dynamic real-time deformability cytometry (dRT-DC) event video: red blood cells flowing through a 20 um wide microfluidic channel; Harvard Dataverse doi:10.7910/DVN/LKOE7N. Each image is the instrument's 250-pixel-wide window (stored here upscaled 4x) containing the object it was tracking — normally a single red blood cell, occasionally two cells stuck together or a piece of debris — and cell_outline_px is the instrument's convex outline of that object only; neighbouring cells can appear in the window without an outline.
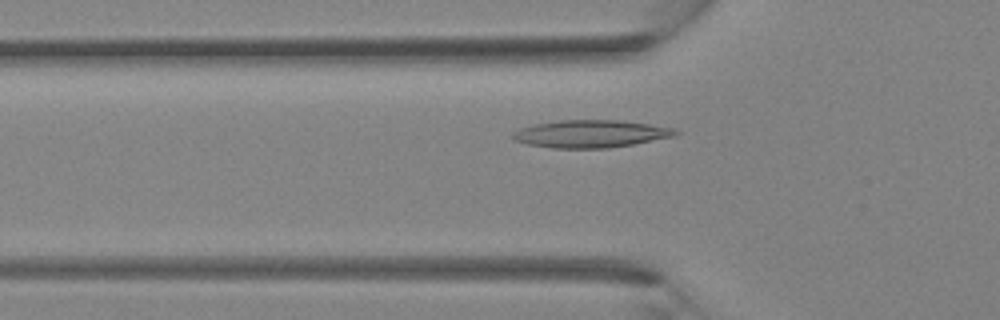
{"species": "Egyptian fruit bat (a non-hibernating species)", "species_latin": "Rousettus aegyptiacus", "temperature_condition": "room temperature", "stored_images_in_passage": 34, "camera_frame_rate_fps": 3000, "um_per_image_px": 0.085, "animal": {"sex": "female"}, "frame": {"image": 1, "passage_image": 9, "time_ms": 2.667, "image_size_px": [1000, 320], "cell_outline_px": [[680, 132], [676, 136], [632, 144], [608, 148], [552, 148], [528, 144], [512, 140], [512, 132], [520, 128], [532, 124], [560, 120], [616, 120], [648, 124], [676, 128]], "centroid_in_image_um": [50.19, 11.37], "position_along_channel_um": 75.6, "area_um2": 26.18}}
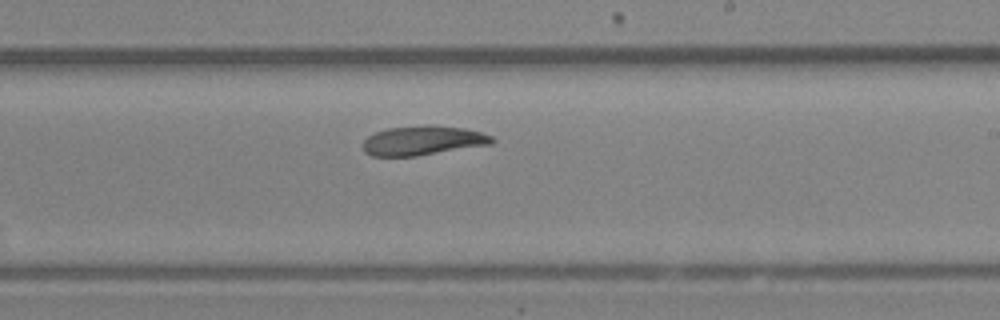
{"frame": {"image": 2, "passage_image": 19, "time_ms": 6.0, "image_size_px": [1000, 320], "cell_outline_px": [[496, 140], [492, 144], [416, 156], [372, 156], [364, 152], [364, 140], [368, 136], [376, 132], [388, 128], [424, 124], [436, 124], [464, 128], [480, 132], [492, 136]], "centroid_in_image_um": [35.97, 11.93], "position_along_channel_um": 253.0, "area_um2": 22.31}}
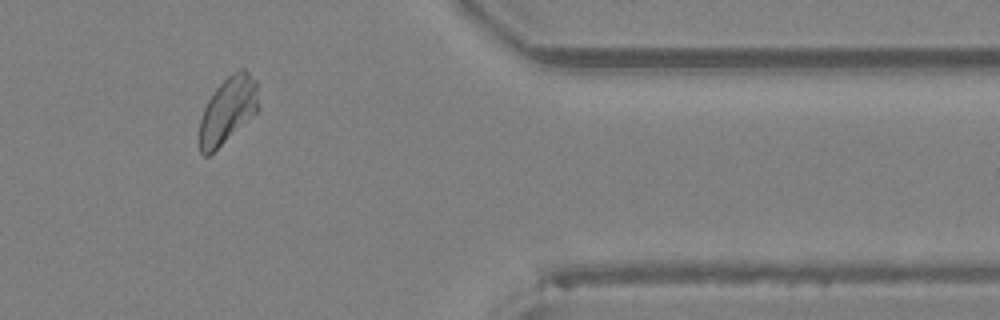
{"frame": {"image": 3, "passage_image": 28, "time_ms": 9.0, "image_size_px": [1000, 320], "cell_outline_px": [[260, 108], [252, 116], [208, 156], [204, 156], [200, 152], [200, 120], [204, 108], [208, 100], [216, 88], [232, 72], [240, 68], [244, 68], [256, 80]], "centroid_in_image_um": [19.38, 9.32], "position_along_channel_um": 392.0, "area_um2": 22.54}}